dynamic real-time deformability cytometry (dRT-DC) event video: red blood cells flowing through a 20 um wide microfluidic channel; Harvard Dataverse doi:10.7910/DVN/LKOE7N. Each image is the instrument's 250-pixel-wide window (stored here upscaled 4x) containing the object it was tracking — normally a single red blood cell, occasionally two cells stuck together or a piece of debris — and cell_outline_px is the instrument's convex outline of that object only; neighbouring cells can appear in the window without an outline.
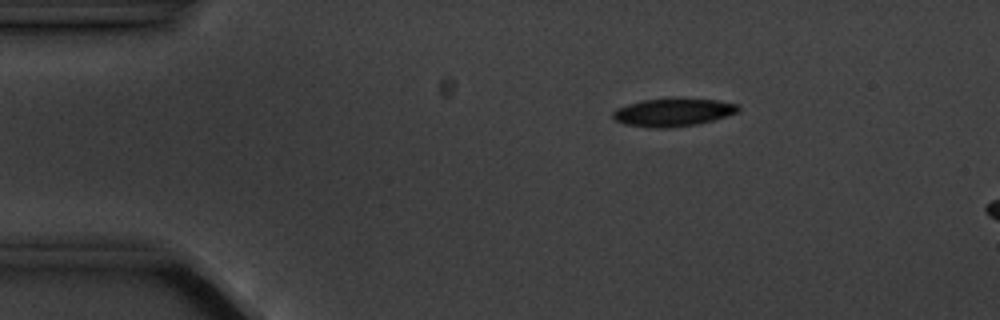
{"species": "common noctule bat (a hibernating species)", "species_latin": "Nyctalus noctula", "temperature_condition": "cold", "stored_images_in_passage": 6, "camera_frame_rate_fps": 3000, "um_per_image_px": 0.085, "animal": {"sex": "male", "body_mass_g": 20.1, "forearm_length_mm": 53.5}, "frame": {"image": 1, "passage_image": 3, "time_ms": 2.333, "image_size_px": [1000, 320], "cell_outline_px": [[740, 112], [712, 120], [696, 124], [668, 128], [656, 128], [624, 124], [616, 120], [612, 116], [612, 112], [616, 108], [628, 104], [644, 100], [716, 100], [740, 104]], "centroid_in_image_um": [57.22, 9.57], "position_along_channel_um": 27.8, "area_um2": 19.88}}